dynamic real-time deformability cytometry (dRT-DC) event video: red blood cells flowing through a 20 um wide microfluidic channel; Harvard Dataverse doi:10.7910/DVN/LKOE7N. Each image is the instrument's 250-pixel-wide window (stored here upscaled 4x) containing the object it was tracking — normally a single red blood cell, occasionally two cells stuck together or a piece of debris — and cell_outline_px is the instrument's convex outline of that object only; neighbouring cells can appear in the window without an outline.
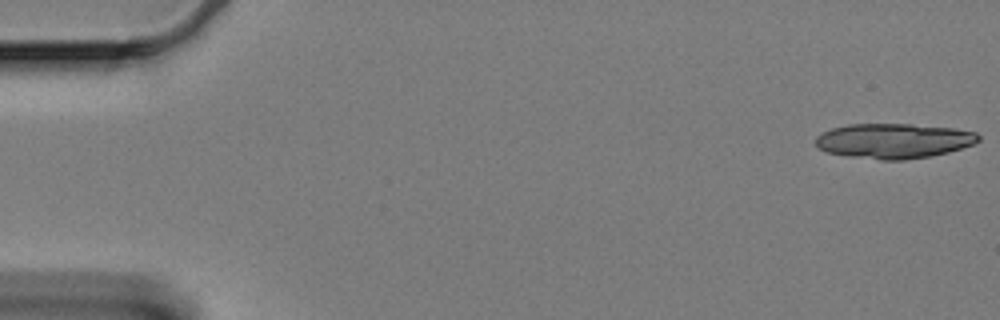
{"species": "Egyptian fruit bat (a non-hibernating species)", "species_latin": "Rousettus aegyptiacus", "temperature_condition": "cold", "stored_images_in_passage": 17, "camera_frame_rate_fps": 3000, "um_per_image_px": 0.085, "animal": {"sex": "female"}, "frame": {"image": 1, "passage_image": 1, "time_ms": 0.0, "image_size_px": [1000, 320], "cell_outline_px": [[980, 140], [972, 144], [948, 152], [928, 156], [904, 160], [880, 160], [852, 156], [828, 152], [820, 148], [816, 144], [816, 136], [832, 128], [848, 124], [912, 124], [952, 128], [976, 132], [980, 136]], "centroid_in_image_um": [75.97, 11.96], "position_along_channel_um": 9.0, "area_um2": 32.83}}
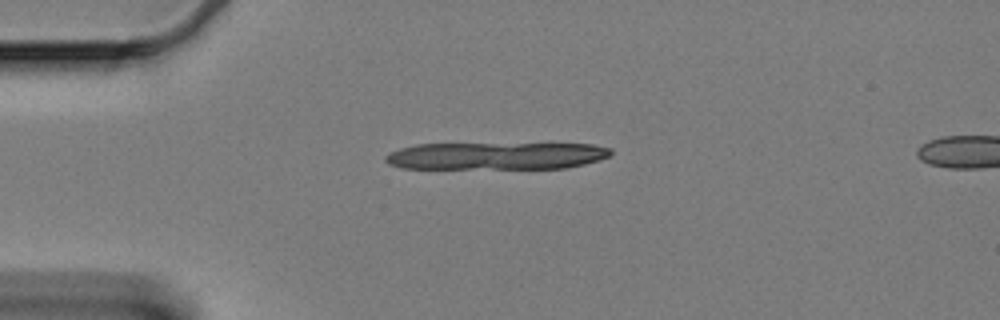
{"frame": {"image": 2, "passage_image": 14, "time_ms": 4.333, "image_size_px": [1000, 320], "cell_outline_px": [[612, 152], [608, 156], [600, 160], [568, 168], [400, 168], [388, 164], [384, 160], [384, 156], [400, 148], [416, 144], [592, 144], [612, 148]], "centroid_in_image_um": [42.18, 13.25], "position_along_channel_um": 42.8, "area_um2": 35.84}}